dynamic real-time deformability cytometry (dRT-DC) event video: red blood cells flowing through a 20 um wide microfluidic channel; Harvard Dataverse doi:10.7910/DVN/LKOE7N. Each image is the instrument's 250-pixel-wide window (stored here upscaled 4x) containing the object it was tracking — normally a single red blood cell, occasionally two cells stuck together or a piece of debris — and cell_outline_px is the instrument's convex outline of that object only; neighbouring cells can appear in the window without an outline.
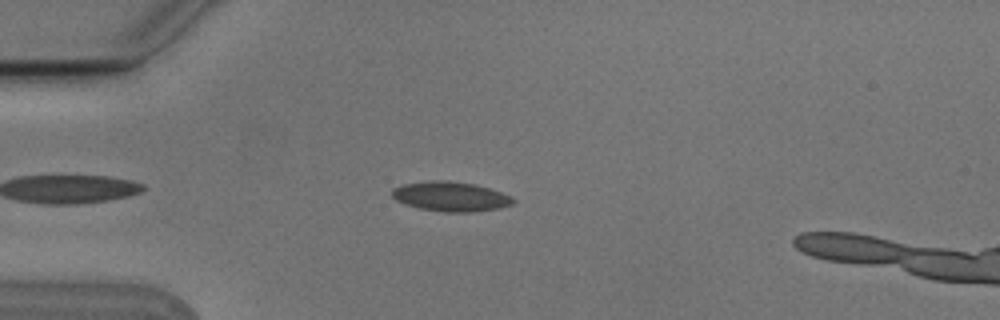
{"species": "Egyptian fruit bat (a non-hibernating species)", "species_latin": "Rousettus aegyptiacus", "temperature_condition": "cold", "stored_images_in_passage": 6, "camera_frame_rate_fps": 3000, "um_per_image_px": 0.085, "animal": {"sex": "male"}, "frame": {"image": 1, "passage_image": 5, "time_ms": 1.333, "image_size_px": [1000, 320], "cell_outline_px": [[516, 200], [512, 204], [500, 208], [472, 212], [444, 212], [420, 208], [404, 204], [396, 200], [392, 196], [392, 188], [404, 184], [432, 180], [448, 180], [472, 184], [488, 188], [512, 196]], "centroid_in_image_um": [38.3, 16.7], "position_along_channel_um": 46.7, "area_um2": 20.87}}